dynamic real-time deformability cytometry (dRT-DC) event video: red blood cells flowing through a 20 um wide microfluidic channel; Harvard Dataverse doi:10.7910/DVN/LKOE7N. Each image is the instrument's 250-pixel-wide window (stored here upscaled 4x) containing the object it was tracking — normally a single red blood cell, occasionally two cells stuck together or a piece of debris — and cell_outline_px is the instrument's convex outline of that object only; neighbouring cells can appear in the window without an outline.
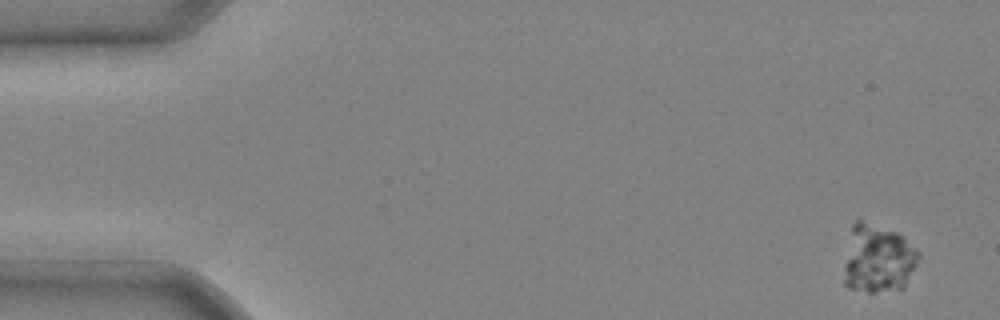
{"species": "common noctule bat (a hibernating species)", "species_latin": "Nyctalus noctula", "temperature_condition": "cold", "stored_images_in_passage": 6, "camera_frame_rate_fps": 3000, "um_per_image_px": 0.085, "animal": {"sex": "male", "body_mass_g": 20.4}, "frame": {"image": 1, "passage_image": 1, "time_ms": 0.0, "image_size_px": [1000, 320], "cell_outline_px": [[920, 256], [916, 264], [904, 284], [900, 288], [876, 292], [868, 292], [848, 288], [844, 284], [844, 264], [852, 224], [856, 220], [860, 220], [896, 232], [916, 248], [920, 252]], "centroid_in_image_um": [74.6, 21.99], "position_along_channel_um": 10.4, "area_um2": 29.3}}
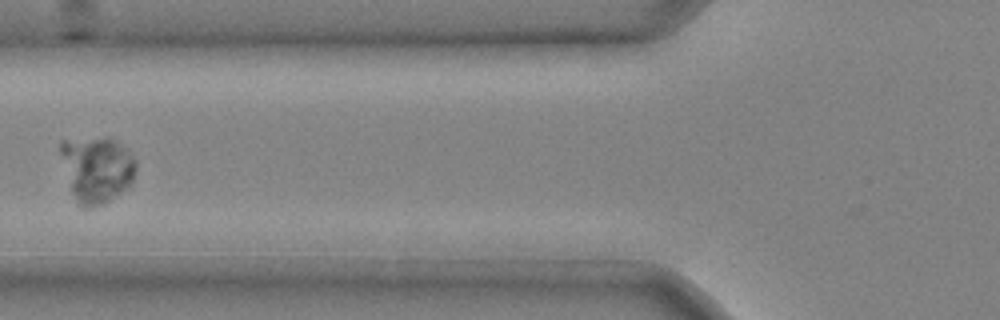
{"frame": {"image": 2, "passage_image": 6, "time_ms": 1.667, "image_size_px": [1000, 320], "cell_outline_px": [[136, 168], [132, 184], [128, 188], [104, 204], [92, 208], [84, 208], [76, 200], [72, 192], [60, 152], [60, 140], [116, 140], [136, 160]], "centroid_in_image_um": [8.25, 14.45], "position_along_channel_um": 117.5, "area_um2": 28.38}}